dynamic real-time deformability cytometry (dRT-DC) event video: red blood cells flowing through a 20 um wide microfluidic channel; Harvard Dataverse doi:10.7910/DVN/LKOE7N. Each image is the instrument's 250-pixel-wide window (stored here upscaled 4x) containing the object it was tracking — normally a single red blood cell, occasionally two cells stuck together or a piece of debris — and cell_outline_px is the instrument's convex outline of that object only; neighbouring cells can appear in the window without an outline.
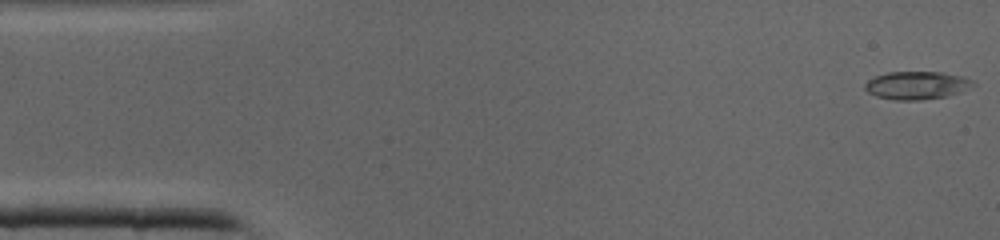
{"species": "common noctule bat (a hibernating species)", "species_latin": "Nyctalus noctula", "temperature_condition": "cold", "stored_images_in_passage": 42, "camera_frame_rate_fps": 3000, "um_per_image_px": 0.085, "animal": {"sex": "male", "body_mass_g": 19.0, "forearm_length_mm": 50.8}, "frame": {"image": 1, "passage_image": 1, "time_ms": 0.0, "image_size_px": [1000, 240], "cell_outline_px": [[976, 84], [948, 96], [920, 100], [896, 100], [876, 96], [868, 92], [864, 88], [864, 84], [868, 80], [876, 76], [888, 72], [940, 72], [964, 76], [972, 80]], "centroid_in_image_um": [77.91, 7.25], "position_along_channel_um": 7.1, "area_um2": 17.51}}
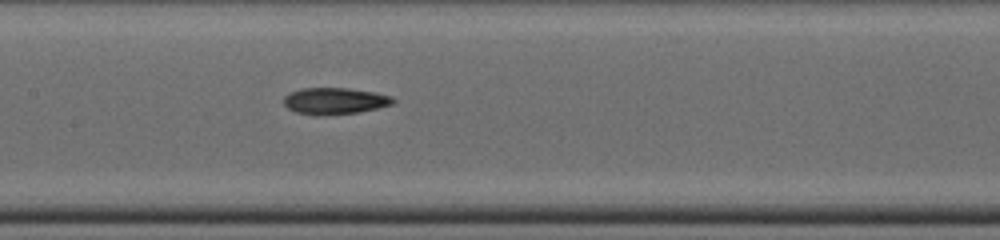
{"frame": {"image": 2, "passage_image": 19, "time_ms": 6.0, "image_size_px": [1000, 240], "cell_outline_px": [[396, 100], [392, 104], [376, 108], [356, 112], [296, 112], [288, 108], [284, 104], [284, 96], [288, 92], [300, 88], [348, 88], [372, 92], [392, 96]], "centroid_in_image_um": [28.46, 8.51], "position_along_channel_um": 178.9, "area_um2": 16.01}}
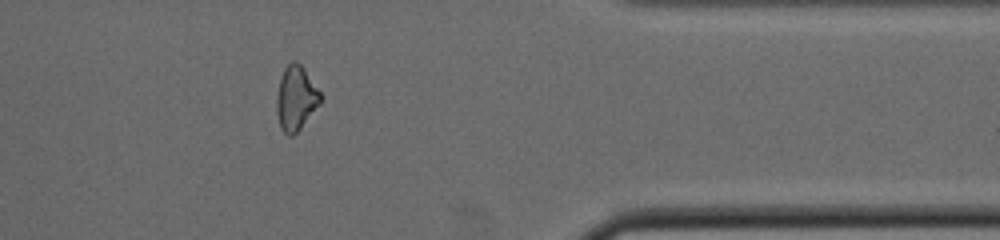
{"frame": {"image": 3, "passage_image": 33, "time_ms": 10.667, "image_size_px": [1000, 240], "cell_outline_px": [[320, 104], [300, 128], [292, 136], [288, 136], [280, 128], [276, 112], [276, 96], [280, 80], [284, 68], [292, 60], [296, 60], [304, 68], [320, 92]], "centroid_in_image_um": [25.13, 8.34], "position_along_channel_um": 386.3, "area_um2": 16.36}}